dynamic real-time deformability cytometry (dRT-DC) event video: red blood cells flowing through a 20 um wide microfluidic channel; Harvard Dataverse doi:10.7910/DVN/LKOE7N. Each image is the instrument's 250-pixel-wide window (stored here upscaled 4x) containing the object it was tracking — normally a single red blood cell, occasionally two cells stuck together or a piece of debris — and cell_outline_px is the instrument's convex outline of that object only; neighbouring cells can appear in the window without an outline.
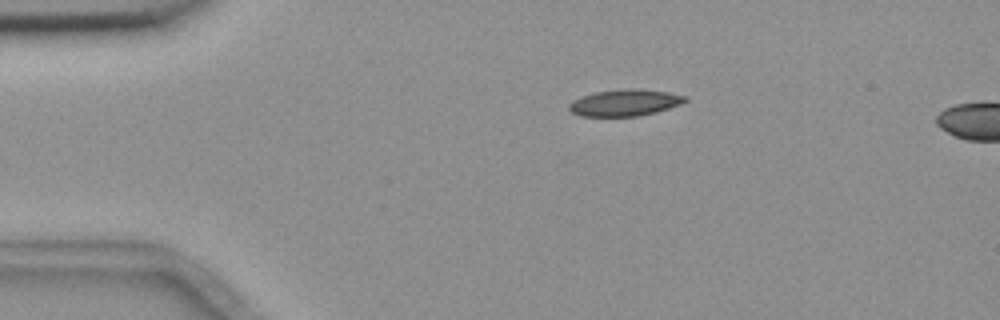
{"species": "common noctule bat (a hibernating species)", "species_latin": "Nyctalus noctula", "temperature_condition": "room temperature", "stored_images_in_passage": 8, "camera_frame_rate_fps": 3000, "um_per_image_px": 0.085, "animal": {"sex": "female", "body_mass_g": 18.4}, "frame": {"image": 1, "passage_image": 1, "time_ms": 0.0, "image_size_px": [1000, 320], "cell_outline_px": [[688, 100], [680, 104], [656, 112], [636, 116], [580, 116], [572, 112], [568, 108], [568, 104], [572, 100], [596, 92], [668, 92], [688, 96]], "centroid_in_image_um": [53.08, 8.79], "position_along_channel_um": 31.9, "area_um2": 16.76}}
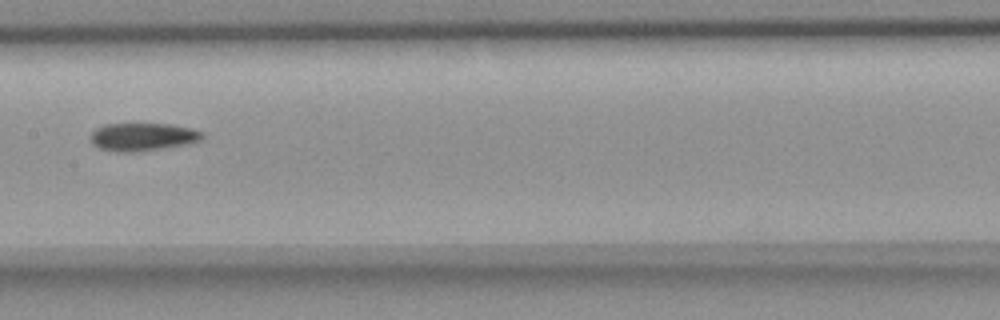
{"frame": {"image": 2, "passage_image": 6, "time_ms": 5.667, "image_size_px": [1000, 320], "cell_outline_px": [[204, 136], [200, 140], [188, 144], [164, 148], [132, 152], [120, 152], [100, 148], [92, 144], [88, 136], [96, 128], [104, 124], [168, 124], [192, 128], [204, 132]], "centroid_in_image_um": [12.12, 11.63], "position_along_channel_um": 195.3, "area_um2": 18.26}}
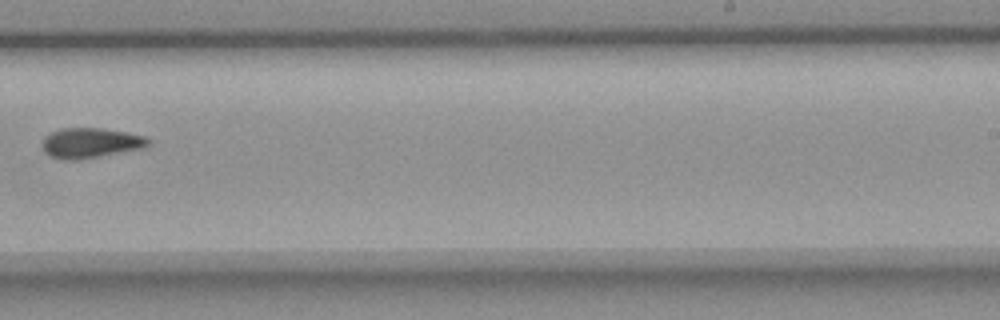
{"frame": {"image": 3, "passage_image": 8, "time_ms": 8.0, "image_size_px": [1000, 320], "cell_outline_px": [[152, 144], [144, 148], [76, 160], [64, 160], [52, 156], [44, 152], [40, 144], [44, 136], [60, 128], [100, 128], [124, 132], [144, 136], [152, 140]], "centroid_in_image_um": [7.68, 12.14], "position_along_channel_um": 281.3, "area_um2": 18.67}}